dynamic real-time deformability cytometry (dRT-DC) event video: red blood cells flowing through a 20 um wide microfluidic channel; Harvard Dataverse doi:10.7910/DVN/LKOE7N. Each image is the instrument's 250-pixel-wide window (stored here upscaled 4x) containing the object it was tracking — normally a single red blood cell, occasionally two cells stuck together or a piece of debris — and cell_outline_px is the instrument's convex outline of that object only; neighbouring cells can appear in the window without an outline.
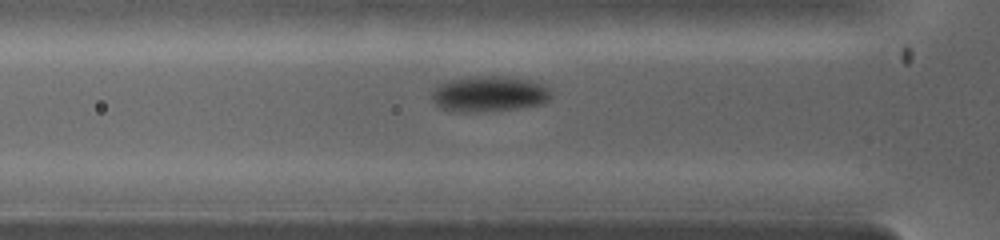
{"species": "common noctule bat (a hibernating species)", "species_latin": "Nyctalus noctula", "temperature_condition": "warm", "stored_images_in_passage": 31, "camera_frame_rate_fps": 5000, "um_per_image_px": 0.085, "animal": {"sex": "female", "body_mass_g": 19.0, "forearm_length_mm": 53.3}, "frame": {"image": 1, "passage_image": 2, "time_ms": 0.2, "image_size_px": [1000, 240], "cell_outline_px": [[552, 96], [544, 104], [516, 108], [476, 112], [460, 112], [440, 108], [432, 100], [432, 92], [444, 80], [472, 76], [508, 76], [532, 80], [548, 88]], "centroid_in_image_um": [41.57, 7.97], "position_along_channel_um": 84.2, "area_um2": 24.97}}
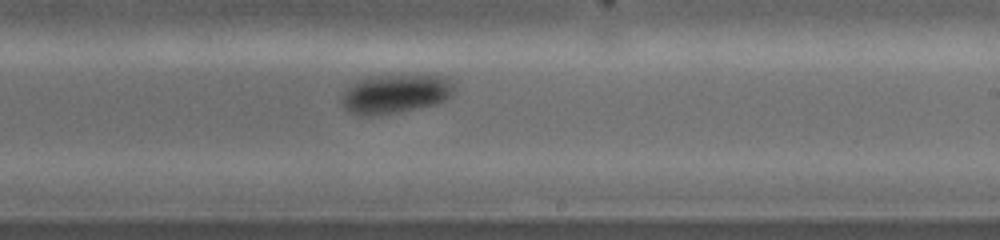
{"frame": {"image": 2, "passage_image": 16, "time_ms": 3.2, "image_size_px": [1000, 240], "cell_outline_px": [[456, 84], [452, 96], [436, 104], [400, 112], [368, 116], [360, 116], [344, 108], [344, 92], [352, 84], [364, 80], [380, 76], [444, 76]], "centroid_in_image_um": [33.69, 8.0], "position_along_channel_um": 255.3, "area_um2": 24.97}}
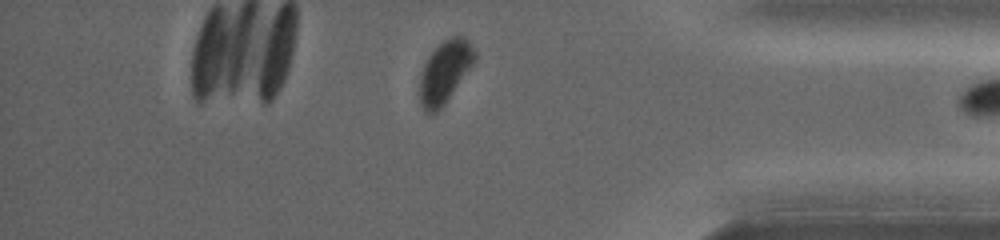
{"frame": {"image": 3, "passage_image": 30, "time_ms": 6.0, "image_size_px": [1000, 240], "cell_outline_px": [[476, 60], [444, 104], [432, 116], [424, 112], [420, 104], [420, 80], [424, 64], [428, 56], [444, 40], [452, 36], [460, 36], [468, 40], [476, 52]], "centroid_in_image_um": [37.81, 6.13], "position_along_channel_um": 397.4, "area_um2": 19.71}}